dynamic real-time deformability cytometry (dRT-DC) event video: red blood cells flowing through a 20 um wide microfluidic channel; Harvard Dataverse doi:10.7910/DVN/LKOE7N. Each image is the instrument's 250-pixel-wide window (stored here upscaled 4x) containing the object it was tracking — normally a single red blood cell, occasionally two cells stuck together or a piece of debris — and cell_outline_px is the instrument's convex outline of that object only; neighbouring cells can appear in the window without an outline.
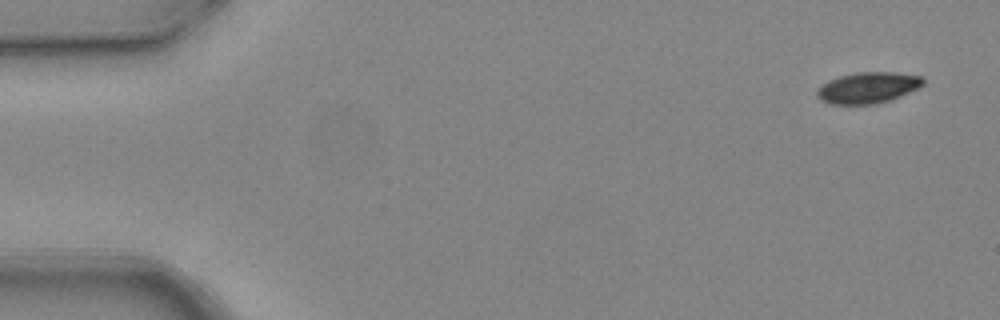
{"species": "common noctule bat (a hibernating species)", "species_latin": "Nyctalus noctula", "temperature_condition": "warm", "stored_images_in_passage": 6, "camera_frame_rate_fps": 3000, "um_per_image_px": 0.085, "animal": {"sex": "female", "body_mass_g": 24.6, "forearm_length_mm": 56.2}, "frame": {"image": 1, "passage_image": 1, "time_ms": 0.0, "image_size_px": [1000, 320], "cell_outline_px": [[924, 84], [920, 88], [892, 100], [876, 104], [828, 104], [820, 100], [816, 96], [816, 92], [828, 80], [840, 76], [856, 72], [896, 72], [920, 76], [924, 80]], "centroid_in_image_um": [73.8, 7.46], "position_along_channel_um": 11.2, "area_um2": 19.42}}
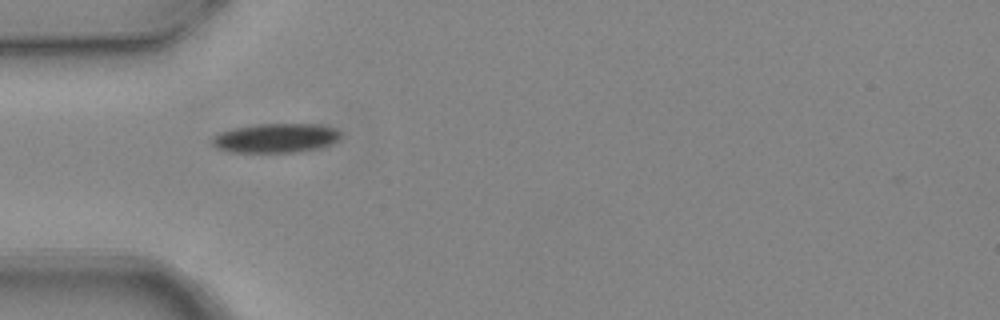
{"frame": {"image": 2, "passage_image": 5, "time_ms": 1.333, "image_size_px": [1000, 320], "cell_outline_px": [[340, 136], [332, 144], [316, 148], [296, 152], [228, 152], [216, 148], [212, 144], [212, 136], [220, 132], [232, 128], [256, 124], [320, 124], [336, 128], [340, 132]], "centroid_in_image_um": [23.4, 11.73], "position_along_channel_um": 61.6, "area_um2": 22.02}}
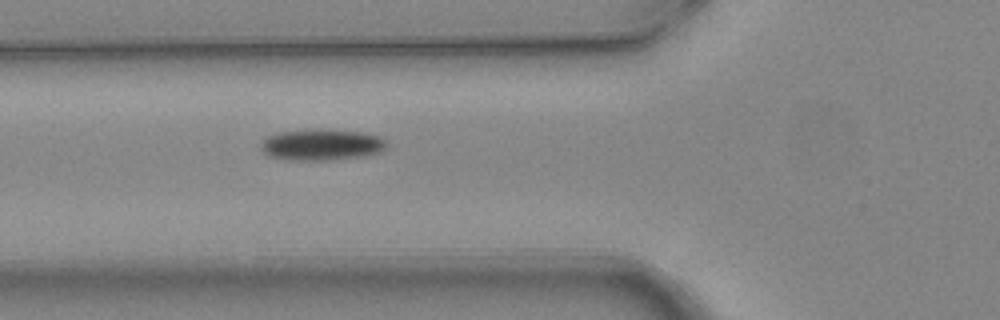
{"frame": {"image": 3, "passage_image": 6, "time_ms": 1.667, "image_size_px": [1000, 320], "cell_outline_px": [[388, 144], [380, 152], [364, 156], [332, 160], [288, 160], [268, 156], [260, 148], [260, 144], [268, 136], [280, 132], [320, 128], [364, 132], [380, 136]], "centroid_in_image_um": [27.35, 12.29], "position_along_channel_um": 98.5, "area_um2": 23.18}}